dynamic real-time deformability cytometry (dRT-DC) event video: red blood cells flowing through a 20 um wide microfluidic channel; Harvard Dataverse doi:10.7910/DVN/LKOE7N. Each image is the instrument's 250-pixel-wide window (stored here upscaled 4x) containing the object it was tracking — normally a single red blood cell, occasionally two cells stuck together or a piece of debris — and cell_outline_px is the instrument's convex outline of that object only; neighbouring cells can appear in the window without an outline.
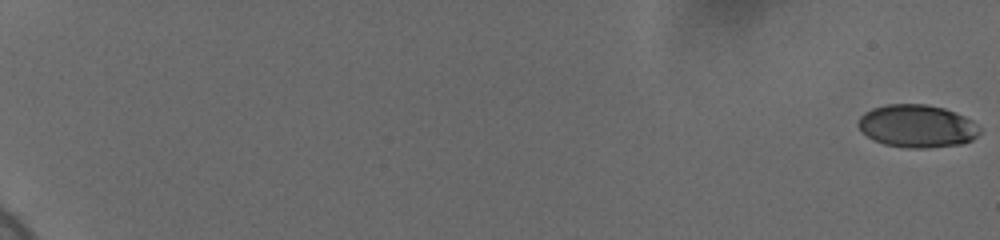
{"species": "human", "species_latin": "Homo sapiens", "temperature_condition": "cold", "stored_images_in_passage": 60, "camera_frame_rate_fps": 3000, "um_per_image_px": 0.085, "donor": {"sex": "female"}, "frame": {"image": 1, "passage_image": 1, "time_ms": 0.0, "image_size_px": [1000, 240], "cell_outline_px": [[980, 132], [972, 140], [964, 144], [924, 148], [908, 148], [884, 144], [872, 140], [856, 124], [860, 116], [864, 112], [872, 108], [884, 104], [928, 104], [944, 108], [956, 112], [972, 120], [980, 128]], "centroid_in_image_um": [77.95, 10.71], "position_along_channel_um": 7.1, "area_um2": 30.52}}
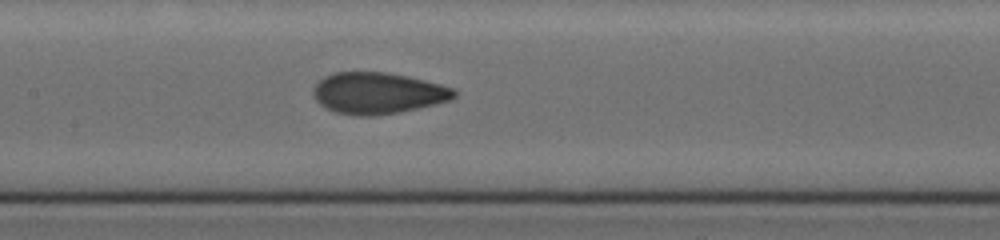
{"frame": {"image": 2, "passage_image": 34, "time_ms": 11.0, "image_size_px": [1000, 240], "cell_outline_px": [[456, 96], [448, 100], [436, 104], [400, 112], [376, 116], [356, 116], [336, 112], [324, 108], [316, 100], [312, 92], [312, 88], [324, 76], [332, 72], [388, 72], [408, 76], [440, 84], [452, 88], [456, 92]], "centroid_in_image_um": [32.08, 7.92], "position_along_channel_um": 175.3, "area_um2": 34.16}}
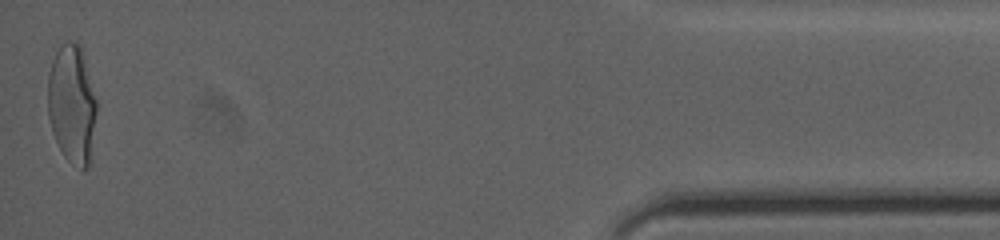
{"frame": {"image": 3, "passage_image": 60, "time_ms": 19.667, "image_size_px": [1000, 240], "cell_outline_px": [[96, 112], [88, 168], [80, 168], [68, 160], [64, 156], [52, 132], [48, 116], [48, 76], [52, 60], [60, 44], [68, 40], [76, 40], [80, 44], [96, 100]], "centroid_in_image_um": [6.09, 8.79], "position_along_channel_um": 429.1, "area_um2": 33.41}, "authors_computed_cell_mechanics": {"area_um2": 32.4258, "velocity_mm_per_s": 3.6937, "shape_relaxation_time_tau1_ms": 5.0198, "shape_relaxation_time_tau2_ms": 0.7491, "deformation_change_tau1": 0.1703, "deformation_change_tau2": 0.0681}}